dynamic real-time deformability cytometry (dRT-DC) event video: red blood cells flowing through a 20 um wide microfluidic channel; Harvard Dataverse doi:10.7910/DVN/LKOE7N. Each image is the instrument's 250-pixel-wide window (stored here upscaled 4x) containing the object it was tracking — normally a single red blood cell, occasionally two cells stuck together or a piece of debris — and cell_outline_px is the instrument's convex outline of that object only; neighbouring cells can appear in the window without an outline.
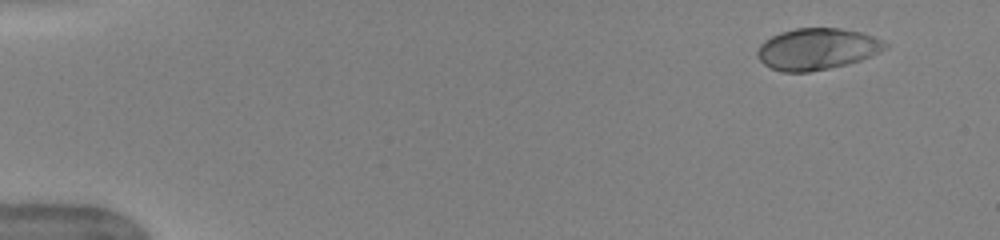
{"species": "human", "species_latin": "Homo sapiens", "temperature_condition": "warm", "stored_images_in_passage": 49, "camera_frame_rate_fps": 3000, "um_per_image_px": 0.085, "donor": {"sex": "female"}, "frame": {"image": 1, "passage_image": 2, "time_ms": 0.333, "image_size_px": [1000, 240], "cell_outline_px": [[888, 48], [872, 56], [860, 60], [828, 68], [808, 72], [780, 72], [764, 64], [756, 56], [756, 52], [760, 44], [764, 40], [780, 32], [796, 28], [840, 28], [864, 32], [888, 44]], "centroid_in_image_um": [69.43, 4.16], "position_along_channel_um": 15.6, "area_um2": 30.92}}
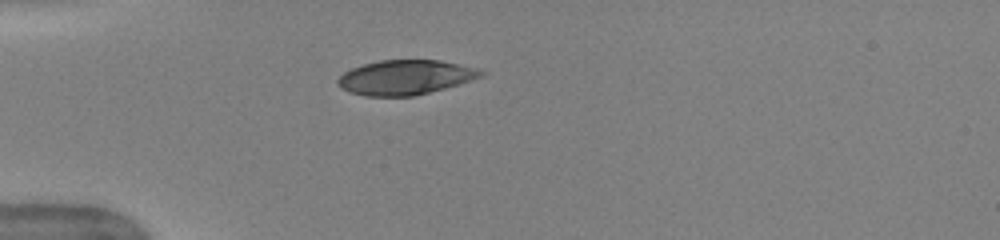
{"frame": {"image": 2, "passage_image": 13, "time_ms": 4.0, "image_size_px": [1000, 240], "cell_outline_px": [[488, 72], [484, 76], [444, 88], [416, 96], [364, 96], [348, 92], [340, 88], [336, 84], [336, 80], [344, 72], [352, 68], [364, 64], [380, 60], [440, 60], [476, 68]], "centroid_in_image_um": [34.43, 6.58], "position_along_channel_um": 50.6, "area_um2": 29.02}}
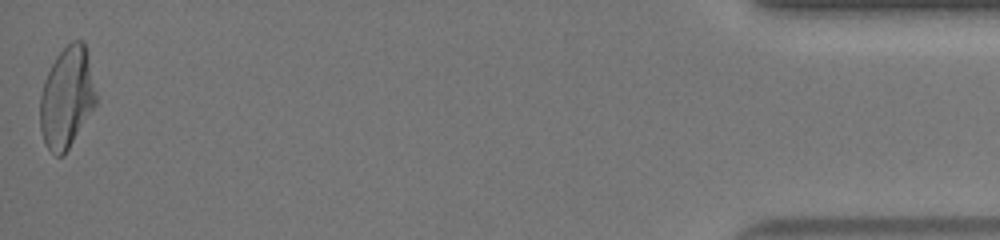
{"frame": {"image": 3, "passage_image": 49, "time_ms": 16.0, "image_size_px": [1000, 240], "cell_outline_px": [[96, 104], [64, 156], [56, 156], [44, 144], [40, 128], [40, 96], [44, 80], [56, 56], [72, 40], [84, 40], [96, 92]], "centroid_in_image_um": [5.66, 8.31], "position_along_channel_um": 429.5, "area_um2": 32.83}, "authors_computed_cell_mechanics": {"area_um2": 31.0386, "velocity_mm_per_s": 3.974, "shape_relaxation_time_tau1_ms": 2.8374, "shape_relaxation_time_tau2_ms": null, "deformation_change_tau1": 0.1958, "deformation_change_tau2": null}}